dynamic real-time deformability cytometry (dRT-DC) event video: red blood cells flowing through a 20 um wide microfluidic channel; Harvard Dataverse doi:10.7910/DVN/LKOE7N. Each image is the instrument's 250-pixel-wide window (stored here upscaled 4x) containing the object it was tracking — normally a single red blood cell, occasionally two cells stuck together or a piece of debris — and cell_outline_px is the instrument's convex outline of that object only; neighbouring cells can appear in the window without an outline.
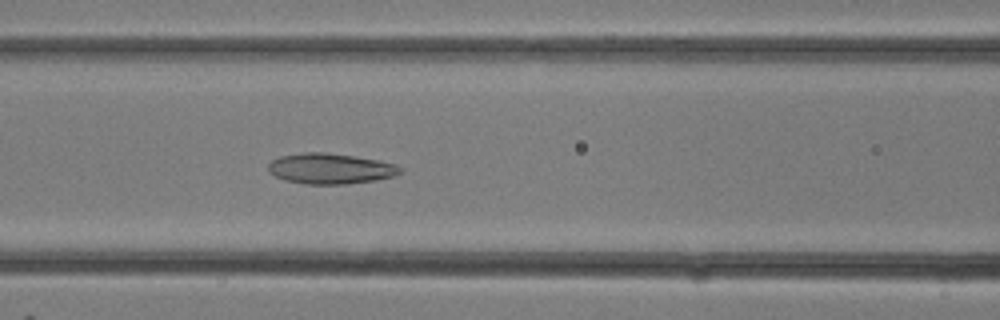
{"species": "common noctule bat (a hibernating species)", "species_latin": "Nyctalus noctula", "temperature_condition": "room temperature", "stored_images_in_passage": 13, "camera_frame_rate_fps": 3000, "um_per_image_px": 0.085, "animal": {"sex": "female"}, "frame": {"image": 1, "passage_image": 13, "time_ms": 4.0, "image_size_px": [1000, 320], "cell_outline_px": [[404, 168], [400, 172], [392, 176], [376, 180], [344, 184], [308, 184], [288, 180], [276, 176], [268, 172], [268, 164], [272, 160], [280, 156], [304, 152], [328, 152], [356, 156], [380, 160], [396, 164]], "centroid_in_image_um": [28.1, 14.31], "position_along_channel_um": 138.5, "area_um2": 23.52}}